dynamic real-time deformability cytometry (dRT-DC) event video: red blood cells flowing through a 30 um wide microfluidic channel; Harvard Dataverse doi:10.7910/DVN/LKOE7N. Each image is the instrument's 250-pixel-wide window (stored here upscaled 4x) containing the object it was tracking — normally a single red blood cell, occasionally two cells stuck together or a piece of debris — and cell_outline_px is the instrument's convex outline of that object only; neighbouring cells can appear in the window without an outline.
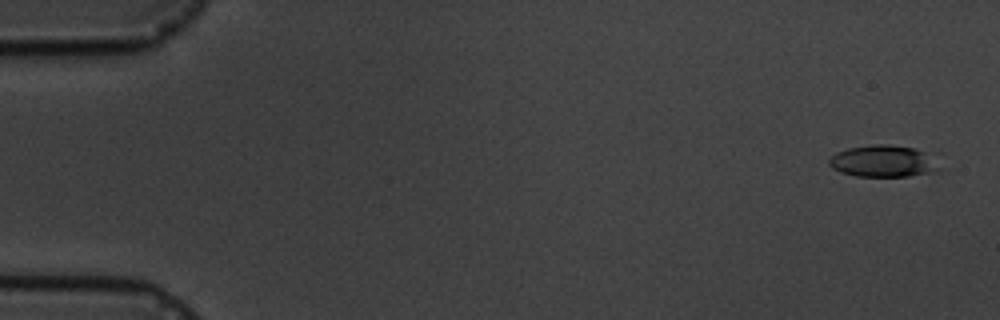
{"species": "common noctule bat (a hibernating species)", "species_latin": "Nyctalus noctula", "temperature_condition": "cold", "stored_images_in_passage": 7, "camera_frame_rate_fps": 3000, "um_per_image_px": 0.085, "animal": {"sex": "male", "body_mass_g": 19.5, "forearm_length_mm": 54.6}, "frame": {"image": 1, "passage_image": 1, "time_ms": 0.0, "image_size_px": [1000, 320], "cell_outline_px": [[940, 172], [908, 176], [856, 176], [840, 172], [832, 168], [828, 164], [828, 160], [836, 152], [848, 148], [876, 144], [888, 144], [912, 148], [936, 156], [940, 168]], "centroid_in_image_um": [75.13, 13.71], "position_along_channel_um": 9.9, "area_um2": 20.69}}
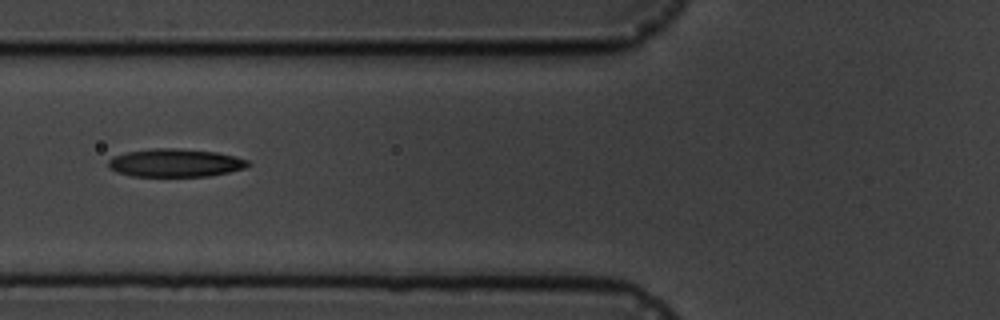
{"frame": {"image": 2, "passage_image": 6, "time_ms": 6.667, "image_size_px": [1000, 320], "cell_outline_px": [[252, 164], [244, 168], [228, 172], [208, 176], [132, 176], [116, 172], [108, 168], [108, 160], [112, 156], [124, 152], [152, 148], [176, 148], [216, 152], [236, 156], [248, 160]], "centroid_in_image_um": [14.86, 13.83], "position_along_channel_um": 110.9, "area_um2": 23.06}}
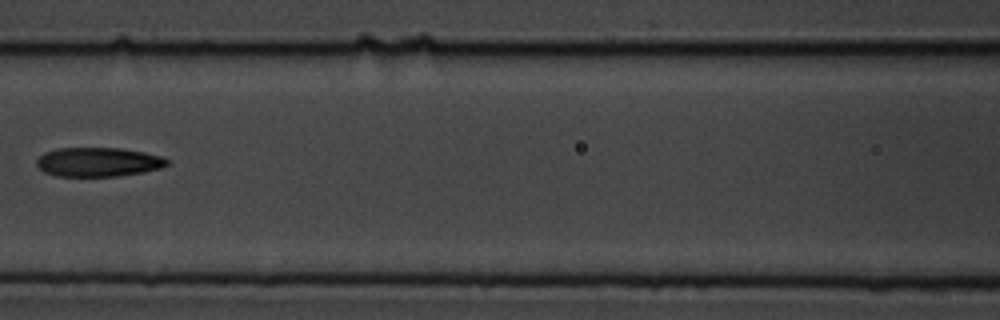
{"frame": {"image": 3, "passage_image": 7, "time_ms": 8.0, "image_size_px": [1000, 320], "cell_outline_px": [[168, 164], [160, 168], [144, 172], [116, 176], [56, 176], [44, 172], [36, 164], [36, 160], [44, 152], [56, 148], [120, 148], [144, 152], [160, 156], [168, 160]], "centroid_in_image_um": [8.32, 13.77], "position_along_channel_um": 158.3, "area_um2": 22.14}}